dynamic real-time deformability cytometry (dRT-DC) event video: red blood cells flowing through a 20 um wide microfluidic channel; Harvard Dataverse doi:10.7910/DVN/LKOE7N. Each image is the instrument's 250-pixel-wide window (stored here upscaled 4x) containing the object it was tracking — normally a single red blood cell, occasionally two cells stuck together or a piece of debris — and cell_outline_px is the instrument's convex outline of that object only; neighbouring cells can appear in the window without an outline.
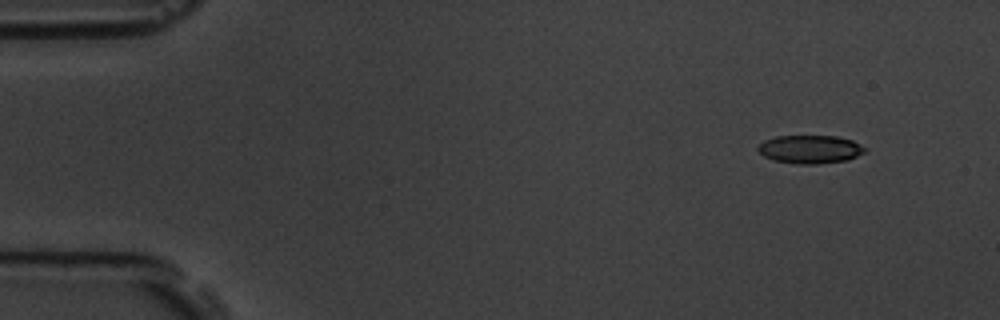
{"species": "common noctule bat (a hibernating species)", "species_latin": "Nyctalus noctula", "temperature_condition": "room temperature", "stored_images_in_passage": 4, "camera_frame_rate_fps": 3000, "um_per_image_px": 0.085, "animal": {"sex": "male", "body_mass_g": 19.5, "forearm_length_mm": 54.6}, "frame": {"image": 1, "passage_image": 1, "time_ms": 0.0, "image_size_px": [1000, 320], "cell_outline_px": [[868, 148], [864, 152], [848, 160], [816, 164], [796, 164], [776, 160], [764, 156], [756, 148], [764, 140], [776, 136], [836, 136], [852, 140]], "centroid_in_image_um": [68.87, 12.68], "position_along_channel_um": 16.1, "area_um2": 17.57}}
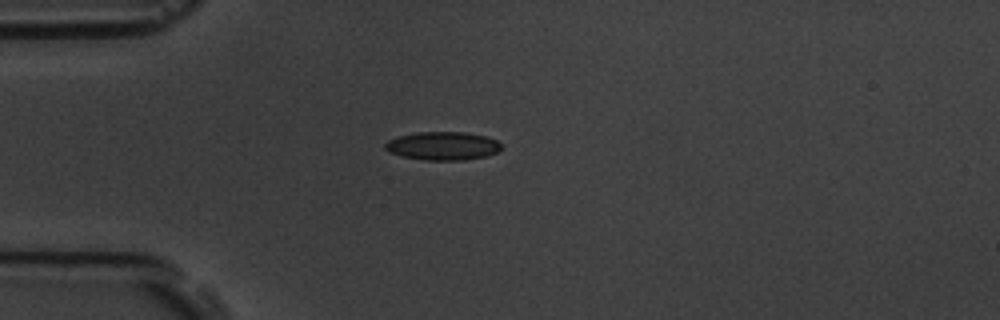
{"frame": {"image": 2, "passage_image": 4, "time_ms": 3.333, "image_size_px": [1000, 320], "cell_outline_px": [[500, 148], [496, 152], [488, 156], [464, 160], [424, 160], [400, 156], [384, 148], [384, 144], [388, 140], [400, 136], [416, 132], [464, 132], [488, 136], [496, 140], [500, 144]], "centroid_in_image_um": [37.64, 12.4], "position_along_channel_um": 47.4, "area_um2": 19.19}}